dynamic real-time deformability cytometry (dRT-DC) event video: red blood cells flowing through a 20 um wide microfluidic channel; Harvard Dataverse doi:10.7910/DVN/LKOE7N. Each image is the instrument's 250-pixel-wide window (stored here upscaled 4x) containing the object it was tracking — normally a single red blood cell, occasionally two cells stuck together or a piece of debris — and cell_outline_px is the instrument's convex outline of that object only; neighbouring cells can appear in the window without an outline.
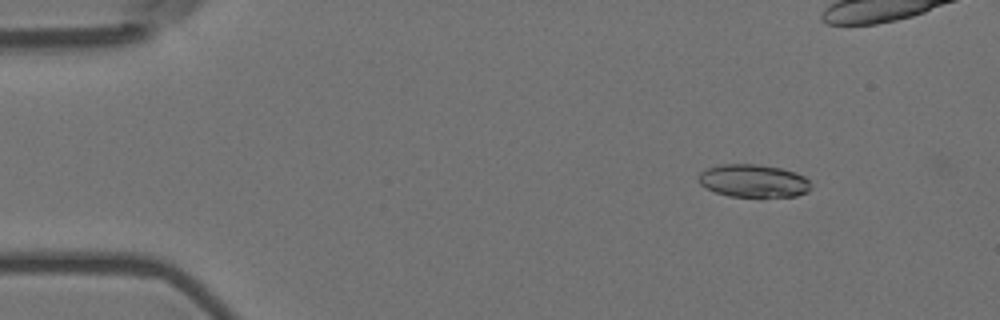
{"species": "Egyptian fruit bat (a non-hibernating species)", "species_latin": "Rousettus aegyptiacus", "temperature_condition": "room temperature", "stored_images_in_passage": 56, "camera_frame_rate_fps": 3000, "um_per_image_px": 0.085, "animal": {"sex": "female"}, "frame": {"image": 1, "passage_image": 6, "time_ms": 1.667, "image_size_px": [1000, 320], "cell_outline_px": [[812, 188], [808, 192], [796, 196], [760, 200], [728, 196], [716, 192], [700, 184], [696, 180], [696, 176], [704, 168], [720, 164], [756, 164], [780, 168], [796, 172], [804, 176], [812, 184]], "centroid_in_image_um": [64.05, 15.42], "position_along_channel_um": 20.9, "area_um2": 22.72}}
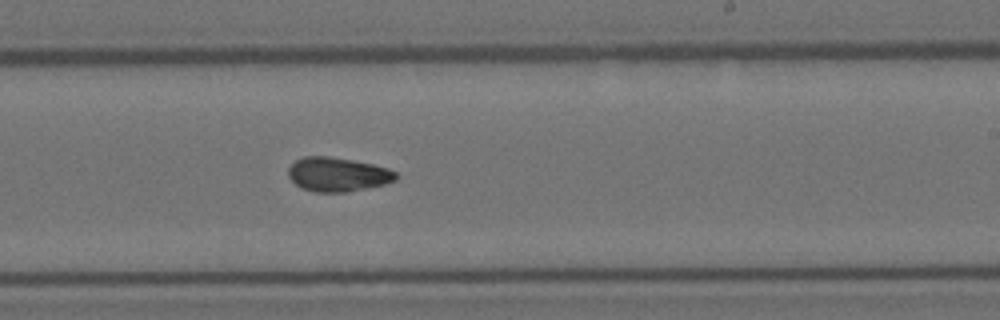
{"frame": {"image": 2, "passage_image": 33, "time_ms": 10.667, "image_size_px": [1000, 320], "cell_outline_px": [[400, 176], [396, 180], [384, 184], [344, 192], [316, 192], [300, 188], [288, 176], [288, 168], [296, 160], [304, 156], [328, 156], [352, 160], [372, 164], [388, 168], [396, 172]], "centroid_in_image_um": [28.7, 14.82], "position_along_channel_um": 260.3, "area_um2": 21.33}}
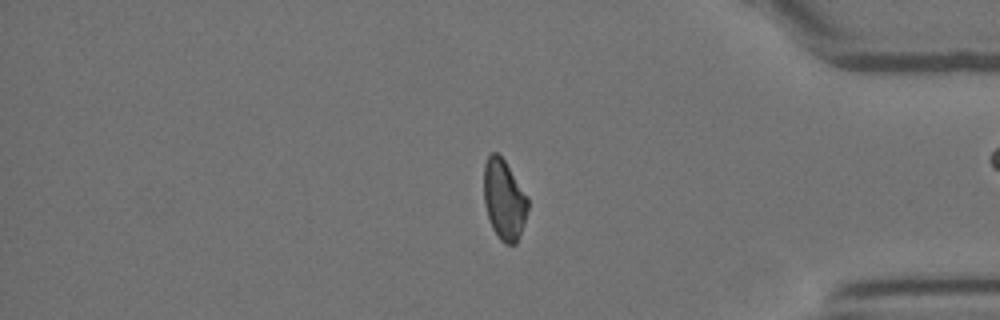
{"frame": {"image": 3, "passage_image": 46, "time_ms": 15.0, "image_size_px": [1000, 320], "cell_outline_px": [[528, 208], [516, 244], [504, 244], [500, 240], [492, 228], [484, 204], [484, 164], [488, 156], [492, 152], [496, 152], [504, 160], [528, 196]], "centroid_in_image_um": [42.83, 16.96], "position_along_channel_um": 392.4, "area_um2": 20.4}, "authors_computed_cell_mechanics": {"area_um2": 21.3282, "velocity_mm_per_s": 3.6061, "shape_relaxation_time_tau1_ms": 8.2581, "shape_relaxation_time_tau2_ms": 8.0555, "deformation_change_tau1": 0.1707, "deformation_change_tau2": 0.1265}}